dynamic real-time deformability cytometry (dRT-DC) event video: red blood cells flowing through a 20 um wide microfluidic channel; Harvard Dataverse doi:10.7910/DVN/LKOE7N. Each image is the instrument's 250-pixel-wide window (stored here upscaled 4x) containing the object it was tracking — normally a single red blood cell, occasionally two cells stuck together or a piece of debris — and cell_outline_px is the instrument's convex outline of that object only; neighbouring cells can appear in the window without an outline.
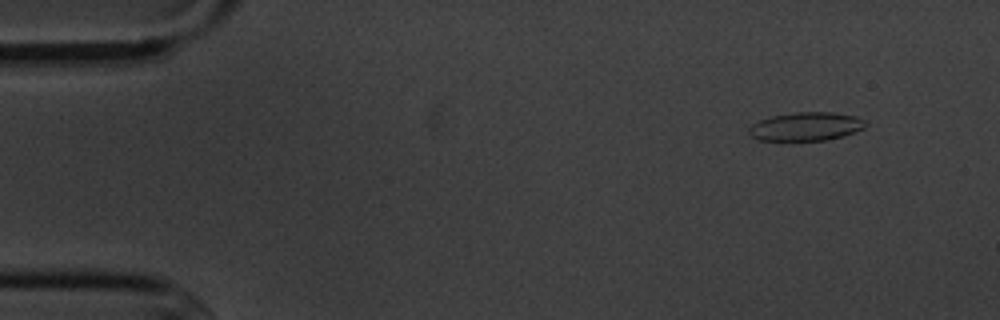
{"species": "common noctule bat (a hibernating species)", "species_latin": "Nyctalus noctula", "temperature_condition": "cold", "stored_images_in_passage": 6, "camera_frame_rate_fps": 3000, "um_per_image_px": 0.085, "animal": {"sex": "male", "body_mass_g": 20.1, "forearm_length_mm": 53.5}, "frame": {"image": 1, "passage_image": 2, "time_ms": 1.333, "image_size_px": [1000, 320], "cell_outline_px": [[864, 128], [844, 136], [828, 140], [760, 140], [752, 136], [748, 132], [748, 128], [752, 124], [760, 120], [772, 116], [796, 112], [832, 112], [856, 116], [864, 120]], "centroid_in_image_um": [68.51, 10.75], "position_along_channel_um": 16.5, "area_um2": 19.25}}
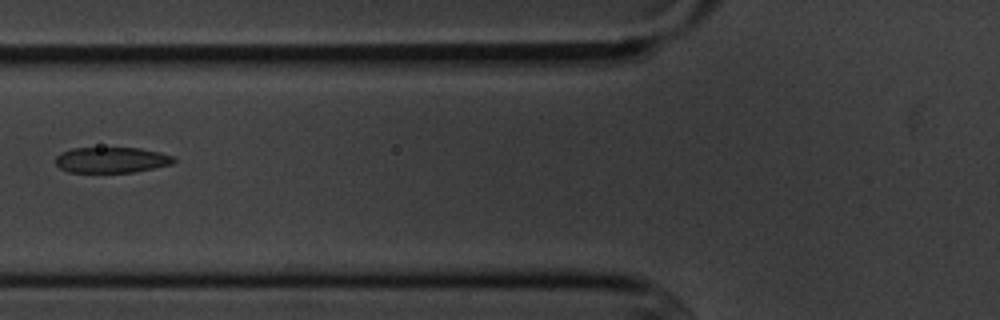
{"frame": {"image": 2, "passage_image": 6, "time_ms": 6.667, "image_size_px": [1000, 320], "cell_outline_px": [[176, 160], [172, 164], [136, 172], [68, 172], [60, 168], [56, 164], [56, 156], [60, 152], [72, 148], [140, 148], [160, 152], [172, 156]], "centroid_in_image_um": [9.47, 13.59], "position_along_channel_um": 116.3, "area_um2": 17.74}}